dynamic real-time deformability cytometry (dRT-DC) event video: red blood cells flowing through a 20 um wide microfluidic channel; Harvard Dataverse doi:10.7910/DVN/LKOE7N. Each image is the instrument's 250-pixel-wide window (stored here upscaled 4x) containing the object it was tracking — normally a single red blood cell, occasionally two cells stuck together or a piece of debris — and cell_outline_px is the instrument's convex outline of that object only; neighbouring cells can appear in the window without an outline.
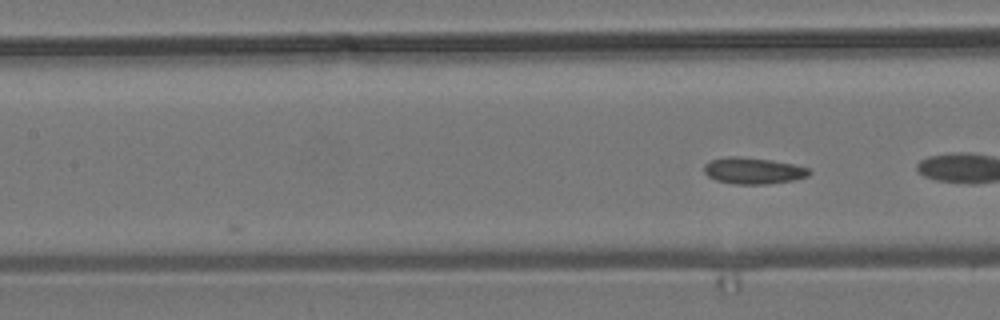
{"species": "common noctule bat (a hibernating species)", "species_latin": "Nyctalus noctula", "temperature_condition": "room temperature", "stored_images_in_passage": 6, "camera_frame_rate_fps": 3000, "um_per_image_px": 0.085, "animal": {"sex": "male", "body_mass_g": 19.2, "forearm_length_mm": 51.8}, "frame": {"image": 1, "passage_image": 6, "time_ms": 5.667, "image_size_px": [1000, 320], "cell_outline_px": [[812, 172], [808, 176], [792, 180], [768, 184], [736, 184], [716, 180], [708, 176], [704, 172], [704, 164], [712, 160], [728, 156], [740, 156], [772, 160], [792, 164], [808, 168]], "centroid_in_image_um": [64.01, 14.51], "position_along_channel_um": 143.4, "area_um2": 16.13}}